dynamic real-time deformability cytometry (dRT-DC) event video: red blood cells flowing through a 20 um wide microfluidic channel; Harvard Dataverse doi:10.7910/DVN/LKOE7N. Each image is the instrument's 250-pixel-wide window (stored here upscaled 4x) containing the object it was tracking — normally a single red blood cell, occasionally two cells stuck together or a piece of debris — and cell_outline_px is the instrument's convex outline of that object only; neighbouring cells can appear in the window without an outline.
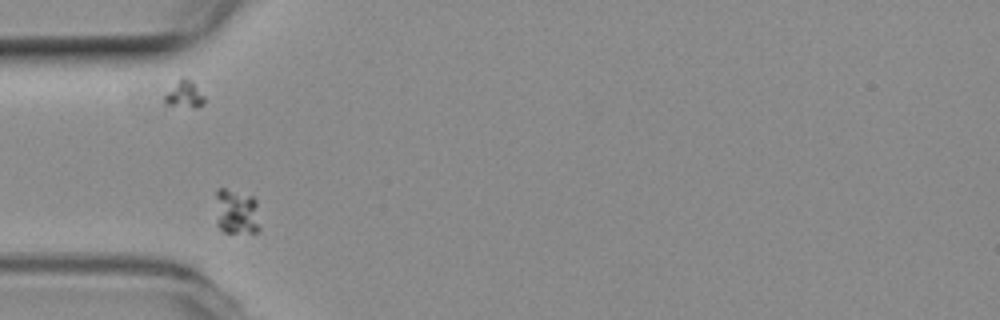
{"species": "common noctule bat (a hibernating species)", "species_latin": "Nyctalus noctula", "temperature_condition": "room temperature", "stored_images_in_passage": 36, "camera_frame_rate_fps": 3000, "um_per_image_px": 0.085, "animal": {"sex": "female", "body_mass_g": 19.3, "forearm_length_mm": 54.1}, "frame": {"image": 1, "passage_image": 3, "time_ms": 0.667, "image_size_px": [1000, 320], "cell_outline_px": [[260, 228], [256, 232], [224, 232], [216, 224], [216, 188], [224, 188], [252, 196], [256, 200]], "centroid_in_image_um": [20.08, 18.0], "position_along_channel_um": 64.9, "area_um2": 11.85}}
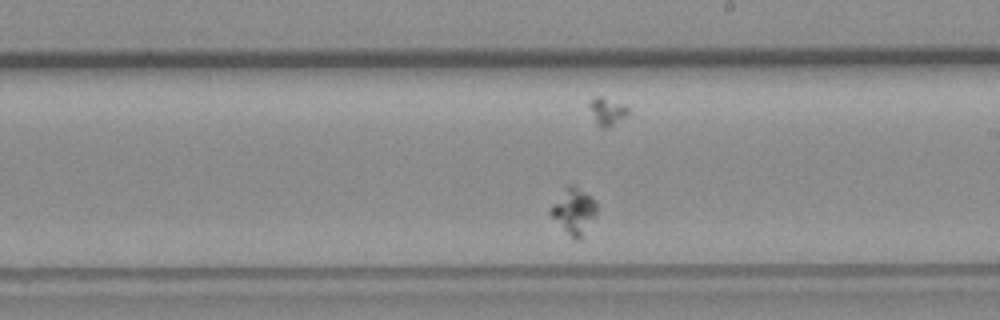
{"frame": {"image": 2, "passage_image": 19, "time_ms": 6.0, "image_size_px": [1000, 320], "cell_outline_px": [[596, 212], [580, 240], [572, 240], [548, 212], [548, 208], [564, 188], [568, 184], [572, 184], [596, 200]], "centroid_in_image_um": [48.73, 17.95], "position_along_channel_um": 240.3, "area_um2": 12.31}}
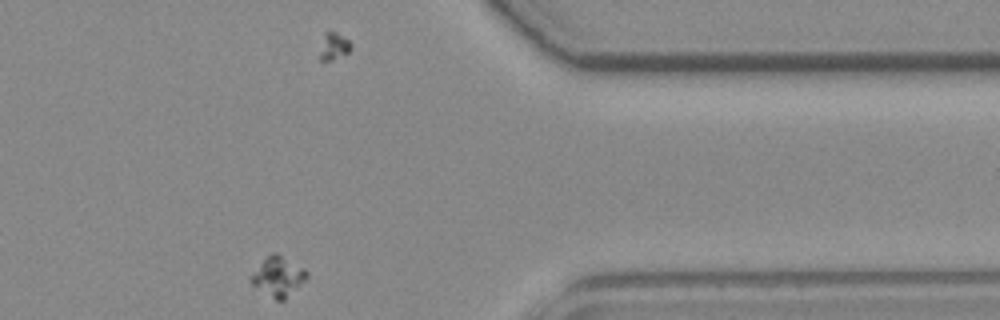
{"frame": {"image": 3, "passage_image": 34, "time_ms": 11.0, "image_size_px": [1000, 320], "cell_outline_px": [[308, 276], [284, 300], [276, 300], [252, 284], [252, 276], [260, 264], [272, 252], [276, 252], [304, 268], [308, 272]], "centroid_in_image_um": [23.68, 23.49], "position_along_channel_um": 387.7, "area_um2": 12.25}}